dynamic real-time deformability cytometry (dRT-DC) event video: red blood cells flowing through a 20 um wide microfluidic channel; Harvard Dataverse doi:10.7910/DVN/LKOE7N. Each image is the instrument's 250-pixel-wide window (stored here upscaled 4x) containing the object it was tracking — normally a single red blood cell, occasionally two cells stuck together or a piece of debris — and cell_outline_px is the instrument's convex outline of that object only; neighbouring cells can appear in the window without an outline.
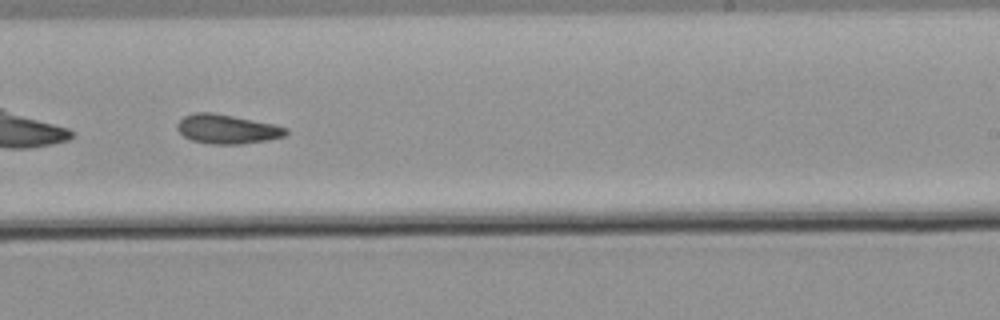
{"species": "common noctule bat (a hibernating species)", "species_latin": "Nyctalus noctula", "temperature_condition": "warm", "stored_images_in_passage": 41, "camera_frame_rate_fps": 3000, "um_per_image_px": 0.085, "animal": {"sex": "male", "body_mass_g": 21.5, "forearm_length_mm": 52.0}, "frame": {"image": 1, "passage_image": 18, "time_ms": 5.667, "image_size_px": [1000, 320], "cell_outline_px": [[288, 132], [284, 136], [268, 140], [240, 144], [212, 144], [192, 140], [184, 136], [176, 128], [176, 124], [184, 116], [192, 112], [212, 112], [272, 124], [288, 128]], "centroid_in_image_um": [19.27, 10.97], "position_along_channel_um": 269.7, "area_um2": 18.38}}
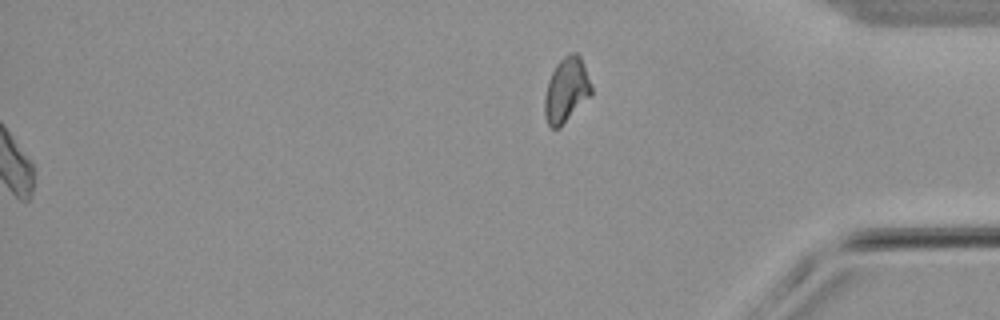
{"frame": {"image": 2, "passage_image": 41, "time_ms": 13.333, "image_size_px": [1000, 320], "cell_outline_px": [[592, 96], [560, 128], [552, 128], [548, 124], [544, 112], [544, 96], [548, 80], [556, 64], [564, 56], [572, 52], [576, 52], [580, 56], [592, 84]], "centroid_in_image_um": [48.15, 7.67], "position_along_channel_um": 387.0, "area_um2": 17.92}}